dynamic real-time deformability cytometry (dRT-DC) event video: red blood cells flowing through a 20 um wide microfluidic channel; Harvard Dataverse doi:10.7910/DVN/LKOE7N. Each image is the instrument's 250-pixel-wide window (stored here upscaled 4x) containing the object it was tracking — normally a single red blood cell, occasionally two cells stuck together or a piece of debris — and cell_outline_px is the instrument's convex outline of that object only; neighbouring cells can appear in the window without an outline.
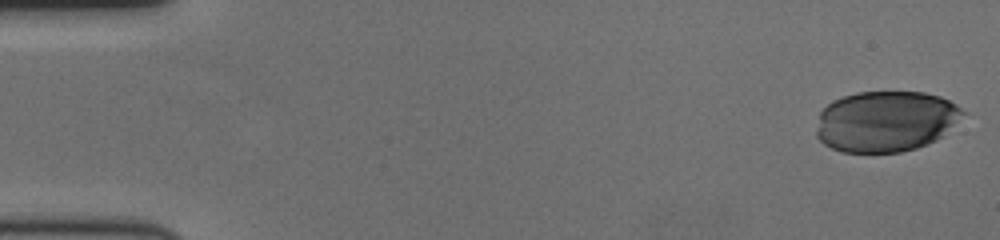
{"species": "human", "species_latin": "Homo sapiens", "temperature_condition": "cold", "stored_images_in_passage": 59, "camera_frame_rate_fps": 3000, "um_per_image_px": 0.085, "donor": {"sex": "female"}, "frame": {"image": 1, "passage_image": 1, "time_ms": 0.0, "image_size_px": [1000, 240], "cell_outline_px": [[968, 112], [944, 136], [936, 140], [916, 148], [900, 152], [840, 152], [824, 144], [816, 136], [816, 128], [820, 112], [832, 100], [856, 92], [924, 92], [940, 96], [956, 104]], "centroid_in_image_um": [75.32, 10.31], "position_along_channel_um": 9.7, "area_um2": 52.42}}